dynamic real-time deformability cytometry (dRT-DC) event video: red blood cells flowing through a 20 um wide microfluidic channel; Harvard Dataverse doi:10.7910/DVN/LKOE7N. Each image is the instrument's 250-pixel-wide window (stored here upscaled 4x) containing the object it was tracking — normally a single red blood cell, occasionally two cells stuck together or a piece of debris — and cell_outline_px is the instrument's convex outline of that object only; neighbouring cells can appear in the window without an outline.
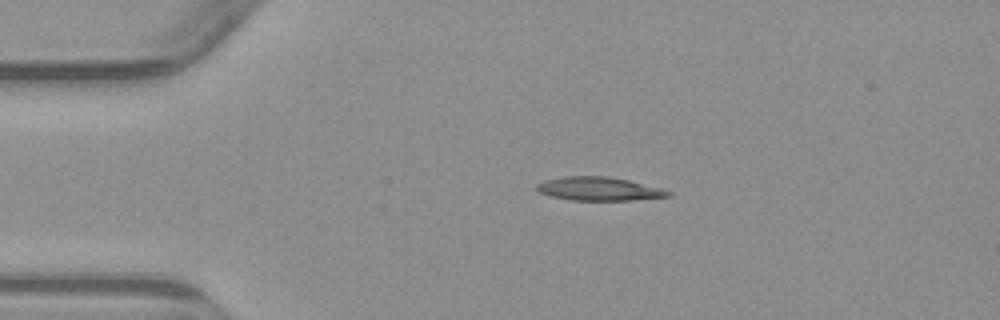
{"species": "common noctule bat (a hibernating species)", "species_latin": "Nyctalus noctula", "temperature_condition": "warm", "stored_images_in_passage": 3, "camera_frame_rate_fps": 3000, "um_per_image_px": 0.085, "animal": {"sex": "male", "body_mass_g": 23.1, "forearm_length_mm": 52.7}, "frame": {"image": 1, "passage_image": 2, "time_ms": 2.0, "image_size_px": [1000, 320], "cell_outline_px": [[672, 196], [632, 200], [572, 200], [548, 196], [540, 192], [536, 188], [536, 184], [544, 180], [564, 176], [604, 176], [628, 180], [660, 188], [672, 192]], "centroid_in_image_um": [50.88, 16.05], "position_along_channel_um": 34.1, "area_um2": 17.98}}